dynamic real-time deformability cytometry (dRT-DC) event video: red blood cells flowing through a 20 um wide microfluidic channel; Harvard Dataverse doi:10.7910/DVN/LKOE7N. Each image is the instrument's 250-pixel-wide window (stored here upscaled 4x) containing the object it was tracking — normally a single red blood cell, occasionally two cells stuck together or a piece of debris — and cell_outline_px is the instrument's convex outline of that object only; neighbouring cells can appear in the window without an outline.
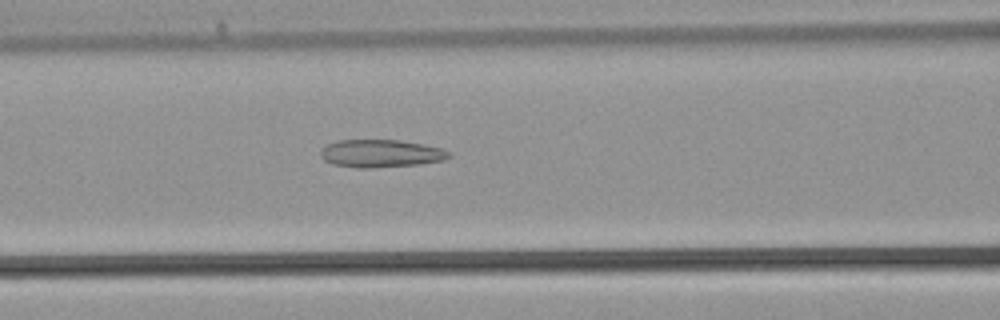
{"species": "common noctule bat (a hibernating species)", "species_latin": "Nyctalus noctula", "temperature_condition": "warm", "stored_images_in_passage": 27, "camera_frame_rate_fps": 3000, "um_per_image_px": 0.085, "animal": {"sex": "male", "body_mass_g": 21.5, "forearm_length_mm": 52.0}, "frame": {"image": 1, "passage_image": 6, "time_ms": 1.667, "image_size_px": [1000, 320], "cell_outline_px": [[452, 156], [444, 160], [420, 164], [368, 168], [356, 168], [332, 164], [324, 160], [320, 156], [320, 152], [328, 144], [336, 140], [400, 140], [440, 148], [452, 152]], "centroid_in_image_um": [32.37, 13.05], "position_along_channel_um": 134.2, "area_um2": 20.75}}
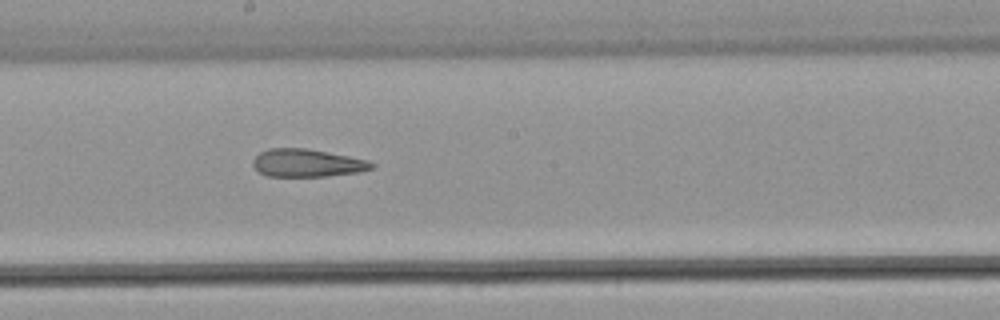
{"frame": {"image": 2, "passage_image": 11, "time_ms": 3.333, "image_size_px": [1000, 320], "cell_outline_px": [[376, 164], [372, 168], [360, 172], [328, 176], [264, 176], [252, 164], [252, 160], [260, 152], [268, 148], [308, 148], [368, 160]], "centroid_in_image_um": [26.1, 13.85], "position_along_channel_um": 222.1, "area_um2": 19.31}}
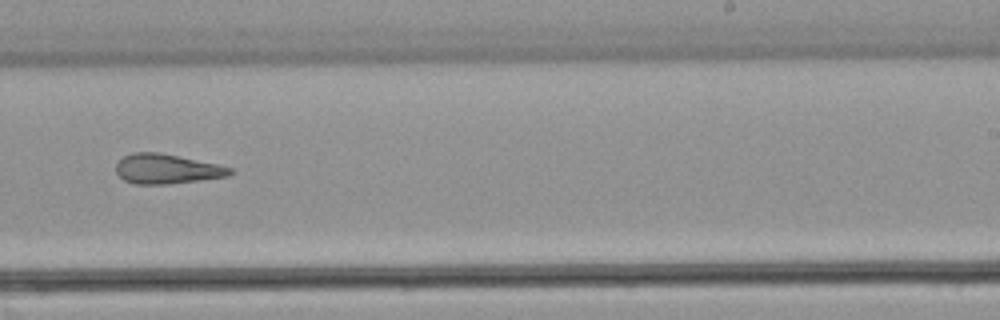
{"frame": {"image": 3, "passage_image": 14, "time_ms": 4.333, "image_size_px": [1000, 320], "cell_outline_px": [[232, 172], [228, 176], [164, 184], [136, 184], [124, 180], [116, 172], [116, 164], [124, 156], [132, 152], [160, 152], [216, 164], [232, 168]], "centroid_in_image_um": [14.13, 14.35], "position_along_channel_um": 274.9, "area_um2": 19.42}}